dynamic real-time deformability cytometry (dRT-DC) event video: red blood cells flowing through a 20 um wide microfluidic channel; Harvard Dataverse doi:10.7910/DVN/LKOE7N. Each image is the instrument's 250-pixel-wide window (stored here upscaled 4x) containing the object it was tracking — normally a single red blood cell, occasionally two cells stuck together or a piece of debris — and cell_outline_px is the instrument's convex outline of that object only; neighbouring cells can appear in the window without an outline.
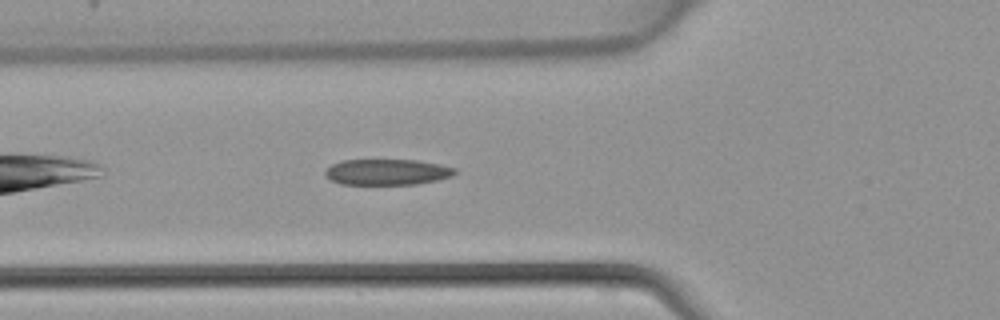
{"species": "common noctule bat (a hibernating species)", "species_latin": "Nyctalus noctula", "temperature_condition": "warm", "stored_images_in_passage": 25, "camera_frame_rate_fps": 3000, "um_per_image_px": 0.085, "animal": {"sex": "female", "body_mass_g": 22.7, "forearm_length_mm": 54.2}, "frame": {"image": 1, "passage_image": 4, "time_ms": 1.0, "image_size_px": [1000, 320], "cell_outline_px": [[448, 172], [440, 176], [424, 180], [392, 184], [356, 184], [340, 180], [332, 176], [328, 172], [332, 168], [340, 164], [360, 160], [392, 160], [420, 164], [440, 168]], "centroid_in_image_um": [32.63, 14.63], "position_along_channel_um": 93.2, "area_um2": 15.43}}
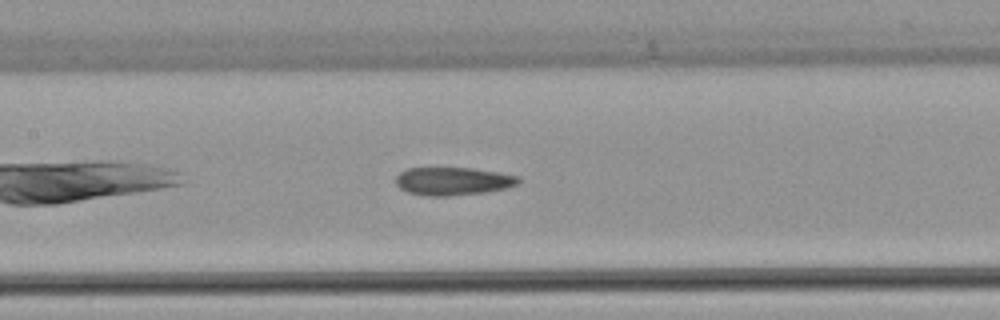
{"frame": {"image": 2, "passage_image": 9, "time_ms": 2.667, "image_size_px": [1000, 320], "cell_outline_px": [[512, 180], [508, 184], [488, 188], [452, 192], [420, 192], [408, 188], [400, 180], [400, 176], [408, 172], [420, 168], [452, 168], [504, 176]], "centroid_in_image_um": [38.28, 15.31], "position_along_channel_um": 169.1, "area_um2": 14.51}}
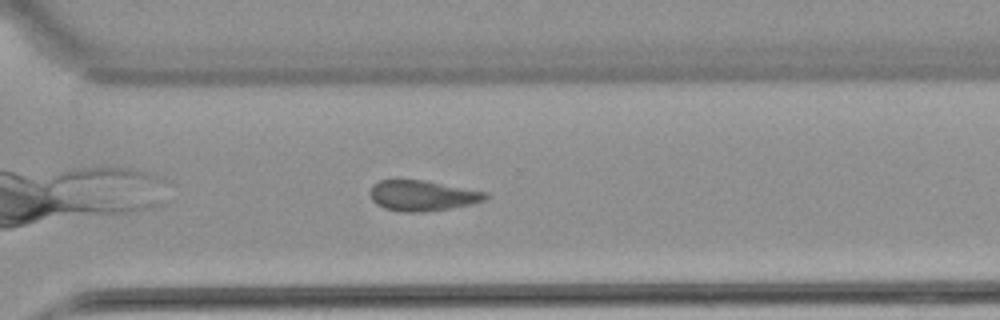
{"frame": {"image": 3, "passage_image": 20, "time_ms": 6.333, "image_size_px": [1000, 320], "cell_outline_px": [[480, 196], [472, 200], [432, 208], [392, 208], [376, 200], [376, 196], [380, 184], [388, 180], [404, 180]], "centroid_in_image_um": [35.54, 16.6], "position_along_channel_um": 335.1, "area_um2": 14.05}}